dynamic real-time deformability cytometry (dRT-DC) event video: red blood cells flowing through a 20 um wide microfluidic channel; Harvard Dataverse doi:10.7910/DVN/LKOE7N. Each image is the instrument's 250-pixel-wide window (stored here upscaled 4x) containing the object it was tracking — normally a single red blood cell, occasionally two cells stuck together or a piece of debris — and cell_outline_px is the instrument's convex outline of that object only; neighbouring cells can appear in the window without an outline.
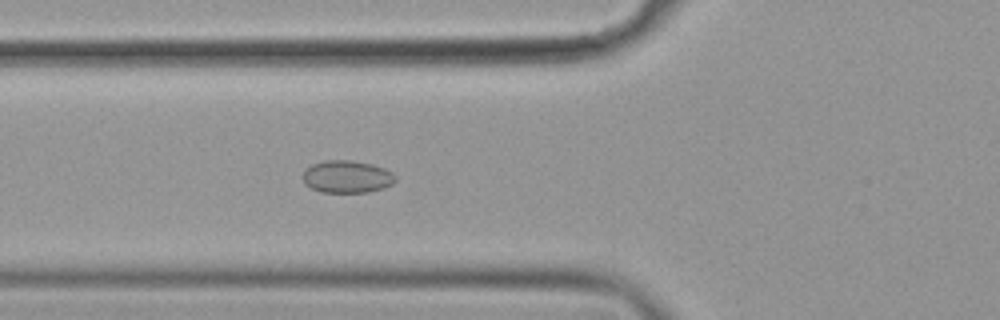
{"species": "common noctule bat (a hibernating species)", "species_latin": "Nyctalus noctula", "temperature_condition": "cold", "stored_images_in_passage": 42, "camera_frame_rate_fps": 3000, "um_per_image_px": 0.085, "animal": {"sex": "female", "body_mass_g": 19.9}, "frame": {"image": 1, "passage_image": 14, "time_ms": 4.333, "image_size_px": [1000, 320], "cell_outline_px": [[396, 180], [392, 184], [384, 188], [368, 192], [320, 192], [304, 184], [304, 172], [312, 164], [324, 160], [352, 160], [372, 164], [384, 168], [392, 172], [396, 176]], "centroid_in_image_um": [29.52, 15.02], "position_along_channel_um": 96.3, "area_um2": 17.51}}
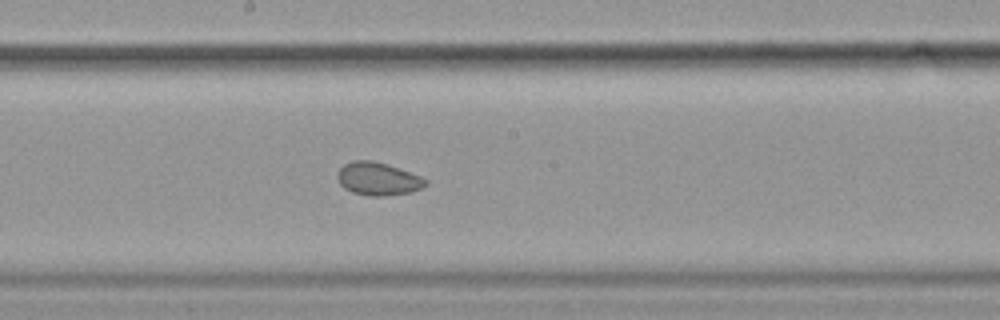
{"frame": {"image": 2, "passage_image": 24, "time_ms": 7.667, "image_size_px": [1000, 320], "cell_outline_px": [[428, 184], [412, 192], [384, 196], [368, 196], [352, 192], [344, 188], [340, 184], [336, 176], [340, 168], [344, 164], [352, 160], [372, 160], [388, 164], [420, 176], [428, 180]], "centroid_in_image_um": [32.12, 15.2], "position_along_channel_um": 216.1, "area_um2": 17.05}}
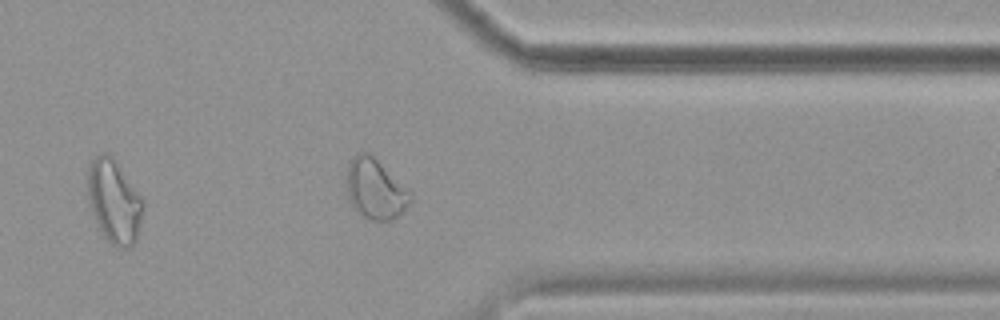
{"frame": {"image": 3, "passage_image": 38, "time_ms": 12.333, "image_size_px": [1000, 320], "cell_outline_px": [[412, 200], [392, 220], [372, 220], [360, 216], [352, 208], [348, 200], [348, 164], [352, 156], [356, 152], [372, 152], [412, 192]], "centroid_in_image_um": [31.9, 16.02], "position_along_channel_um": 379.5, "area_um2": 22.83}, "authors_computed_cell_mechanics": {"area_um2": 17.6001, "velocity_mm_per_s": 3.5922, "shape_relaxation_time_tau1_ms": null, "shape_relaxation_time_tau2_ms": 1.8513, "deformation_change_tau1": null, "deformation_change_tau2": 0.0501}}